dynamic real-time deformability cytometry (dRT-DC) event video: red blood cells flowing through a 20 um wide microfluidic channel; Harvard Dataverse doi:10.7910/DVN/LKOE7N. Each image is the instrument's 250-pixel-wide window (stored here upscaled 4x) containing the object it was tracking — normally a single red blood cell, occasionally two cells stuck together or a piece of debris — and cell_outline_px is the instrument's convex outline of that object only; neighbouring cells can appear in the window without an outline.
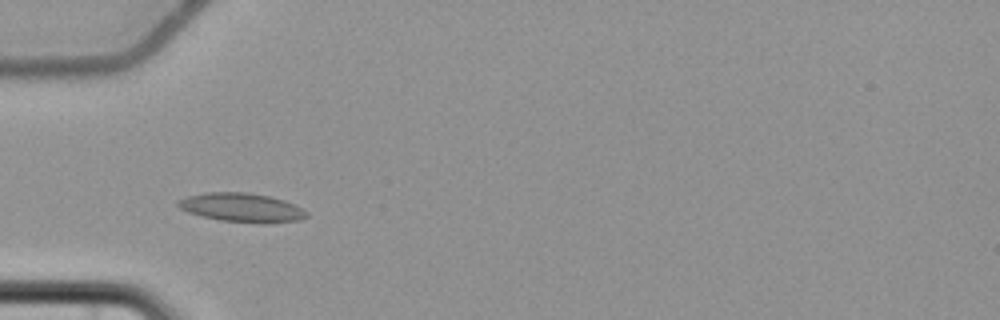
{"species": "common noctule bat (a hibernating species)", "species_latin": "Nyctalus noctula", "temperature_condition": "cold", "stored_images_in_passage": 5, "camera_frame_rate_fps": 3000, "um_per_image_px": 0.085, "animal": {"sex": "female", "body_mass_g": 22.7, "forearm_length_mm": 54.2}, "frame": {"image": 1, "passage_image": 4, "time_ms": 3.667, "image_size_px": [1000, 320], "cell_outline_px": [[308, 216], [296, 220], [264, 224], [220, 220], [188, 212], [180, 208], [176, 204], [176, 200], [188, 196], [204, 192], [248, 192], [272, 196], [296, 204], [308, 212]], "centroid_in_image_um": [20.57, 17.63], "position_along_channel_um": 64.4, "area_um2": 21.85}}
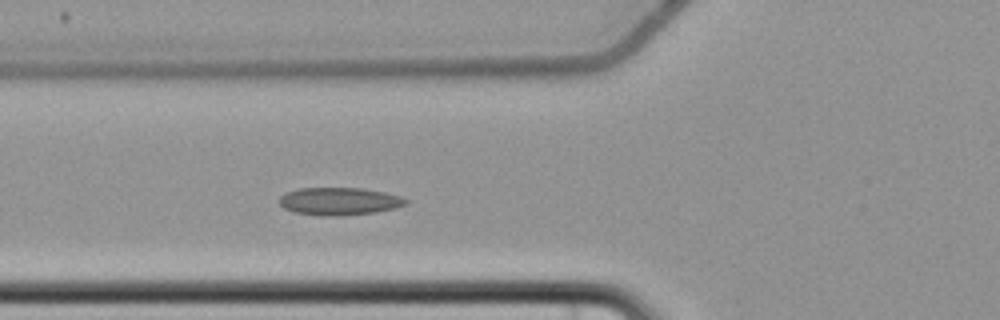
{"frame": {"image": 2, "passage_image": 5, "time_ms": 4.667, "image_size_px": [1000, 320], "cell_outline_px": [[408, 200], [404, 204], [396, 208], [376, 212], [340, 216], [324, 216], [296, 212], [284, 208], [280, 204], [280, 196], [288, 192], [300, 188], [364, 188], [384, 192], [400, 196]], "centroid_in_image_um": [28.85, 17.11], "position_along_channel_um": 96.9, "area_um2": 20.23}}